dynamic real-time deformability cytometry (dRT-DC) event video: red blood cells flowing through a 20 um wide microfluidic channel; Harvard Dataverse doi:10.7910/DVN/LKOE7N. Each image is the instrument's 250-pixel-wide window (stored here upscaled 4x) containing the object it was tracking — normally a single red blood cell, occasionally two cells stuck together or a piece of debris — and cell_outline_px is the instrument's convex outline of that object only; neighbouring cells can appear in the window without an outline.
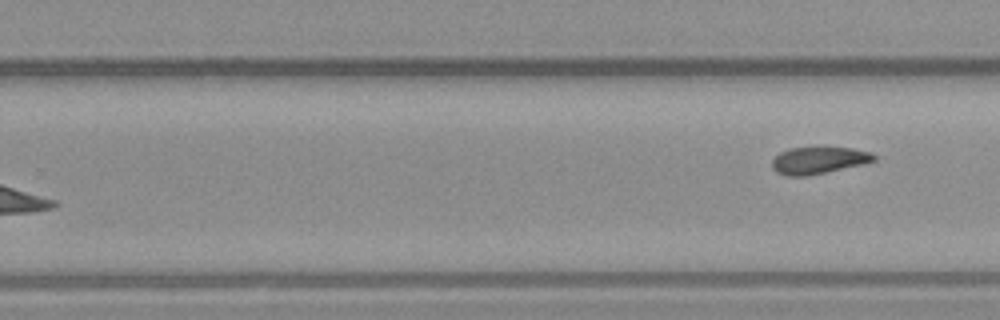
{"species": "common noctule bat (a hibernating species)", "species_latin": "Nyctalus noctula", "temperature_condition": "warm", "stored_images_in_passage": 10, "segment_of_instrument_passage": [2, 2], "camera_frame_rate_fps": 3000, "um_per_image_px": 0.085, "animal": {"sex": "male", "body_mass_g": 23.1, "forearm_length_mm": 52.7}, "frame": {"image": 1, "passage_image": 10, "time_ms": 3.0, "image_size_px": [1000, 320], "cell_outline_px": [[876, 160], [864, 164], [808, 176], [788, 176], [776, 172], [772, 168], [772, 160], [780, 152], [792, 148], [812, 144], [852, 148], [872, 152], [876, 156]], "centroid_in_image_um": [69.6, 13.58], "position_along_channel_um": 260.2, "area_um2": 16.82}}